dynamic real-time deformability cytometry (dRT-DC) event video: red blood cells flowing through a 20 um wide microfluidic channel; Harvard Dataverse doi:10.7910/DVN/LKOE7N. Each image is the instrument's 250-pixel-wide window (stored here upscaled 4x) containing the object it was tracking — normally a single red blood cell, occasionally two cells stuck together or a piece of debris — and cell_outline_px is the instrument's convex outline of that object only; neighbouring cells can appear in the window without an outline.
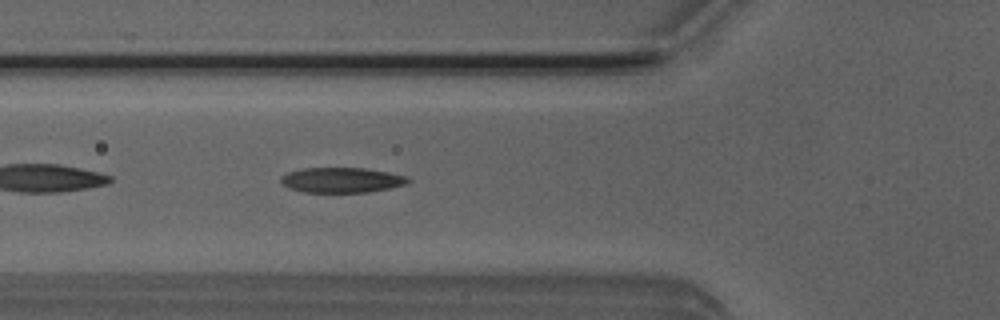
{"species": "Egyptian fruit bat (a non-hibernating species)", "species_latin": "Rousettus aegyptiacus", "temperature_condition": "room temperature", "stored_images_in_passage": 5, "camera_frame_rate_fps": 3000, "um_per_image_px": 0.085, "animal": {"sex": "male"}, "frame": {"image": 1, "passage_image": 5, "time_ms": 1.333, "image_size_px": [1000, 320], "cell_outline_px": [[412, 180], [408, 184], [368, 192], [304, 192], [288, 188], [280, 180], [280, 176], [288, 172], [304, 168], [364, 168], [388, 172], [408, 176]], "centroid_in_image_um": [29.06, 15.3], "position_along_channel_um": 96.7, "area_um2": 18.67}}